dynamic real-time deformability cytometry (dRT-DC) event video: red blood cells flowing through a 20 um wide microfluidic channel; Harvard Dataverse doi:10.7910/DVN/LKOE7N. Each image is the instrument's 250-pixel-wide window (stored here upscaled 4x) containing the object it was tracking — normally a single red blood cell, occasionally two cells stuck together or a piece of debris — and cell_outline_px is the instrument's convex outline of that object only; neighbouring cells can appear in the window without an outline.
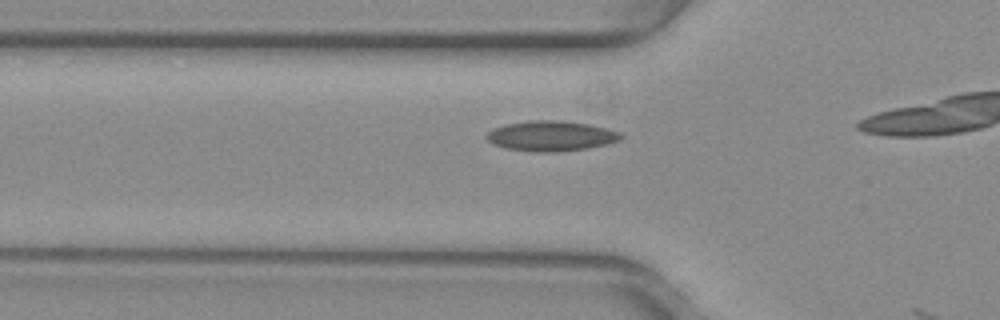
{"species": "common noctule bat (a hibernating species)", "species_latin": "Nyctalus noctula", "temperature_condition": "warm", "stored_images_in_passage": 11, "camera_frame_rate_fps": 3000, "um_per_image_px": 0.085, "animal": {"sex": "female", "body_mass_g": 29.2, "forearm_length_mm": 56.3}, "frame": {"image": 1, "passage_image": 10, "time_ms": 3.0, "image_size_px": [1000, 320], "cell_outline_px": [[624, 136], [620, 140], [604, 144], [584, 148], [556, 152], [532, 152], [504, 148], [492, 144], [484, 136], [492, 128], [504, 124], [528, 120], [560, 120], [588, 124], [608, 128], [620, 132]], "centroid_in_image_um": [46.78, 11.55], "position_along_channel_um": 79.0, "area_um2": 23.81}}